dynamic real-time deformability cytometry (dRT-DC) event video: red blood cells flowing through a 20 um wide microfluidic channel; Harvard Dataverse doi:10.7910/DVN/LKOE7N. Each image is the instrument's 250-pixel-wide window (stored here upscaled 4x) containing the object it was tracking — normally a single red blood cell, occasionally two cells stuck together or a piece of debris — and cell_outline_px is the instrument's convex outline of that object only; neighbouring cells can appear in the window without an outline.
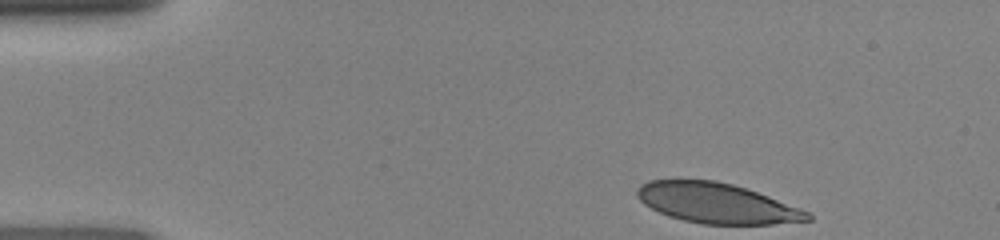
{"species": "human", "species_latin": "Homo sapiens", "temperature_condition": "room temperature", "stored_images_in_passage": 35, "camera_frame_rate_fps": 3000, "um_per_image_px": 0.085, "donor": {"sex": "female"}, "frame": {"image": 1, "passage_image": 1, "time_ms": 0.0, "image_size_px": [1000, 240], "cell_outline_px": [[812, 220], [772, 224], [704, 224], [684, 220], [668, 216], [644, 204], [636, 196], [636, 188], [640, 184], [648, 180], [716, 180], [732, 184], [768, 196], [800, 208], [808, 212], [812, 216]], "centroid_in_image_um": [60.89, 17.27], "position_along_channel_um": 24.1, "area_um2": 39.65}}
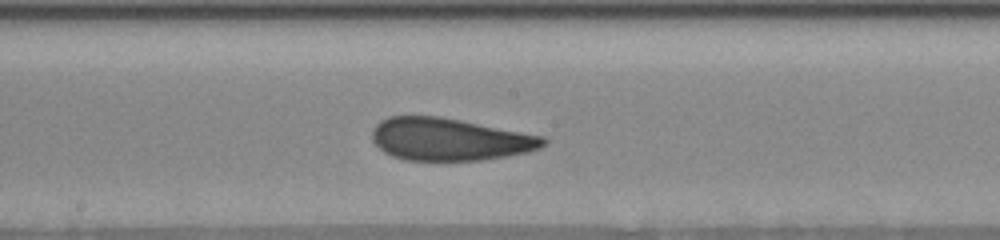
{"frame": {"image": 2, "passage_image": 20, "time_ms": 6.333, "image_size_px": [1000, 240], "cell_outline_px": [[548, 144], [540, 148], [528, 152], [480, 160], [404, 160], [392, 156], [384, 152], [372, 140], [372, 132], [376, 124], [380, 120], [388, 116], [440, 116], [544, 136], [548, 140]], "centroid_in_image_um": [38.22, 11.83], "position_along_channel_um": 210.0, "area_um2": 42.37}}
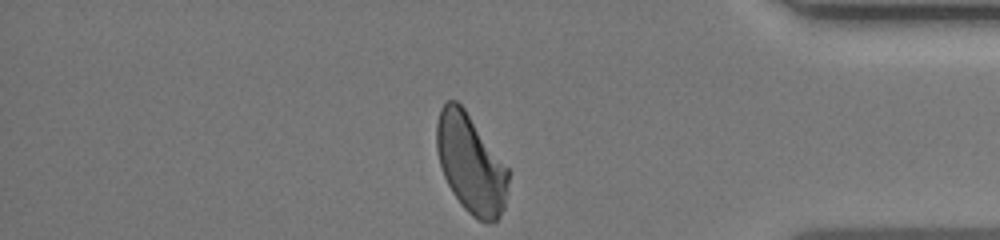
{"frame": {"image": 3, "passage_image": 35, "time_ms": 11.333, "image_size_px": [1000, 240], "cell_outline_px": [[508, 180], [504, 208], [496, 220], [480, 220], [472, 216], [460, 204], [452, 192], [444, 176], [440, 164], [436, 148], [436, 124], [440, 108], [448, 100], [456, 100], [464, 108], [508, 168]], "centroid_in_image_um": [39.98, 13.89], "position_along_channel_um": 395.2, "area_um2": 40.69}}